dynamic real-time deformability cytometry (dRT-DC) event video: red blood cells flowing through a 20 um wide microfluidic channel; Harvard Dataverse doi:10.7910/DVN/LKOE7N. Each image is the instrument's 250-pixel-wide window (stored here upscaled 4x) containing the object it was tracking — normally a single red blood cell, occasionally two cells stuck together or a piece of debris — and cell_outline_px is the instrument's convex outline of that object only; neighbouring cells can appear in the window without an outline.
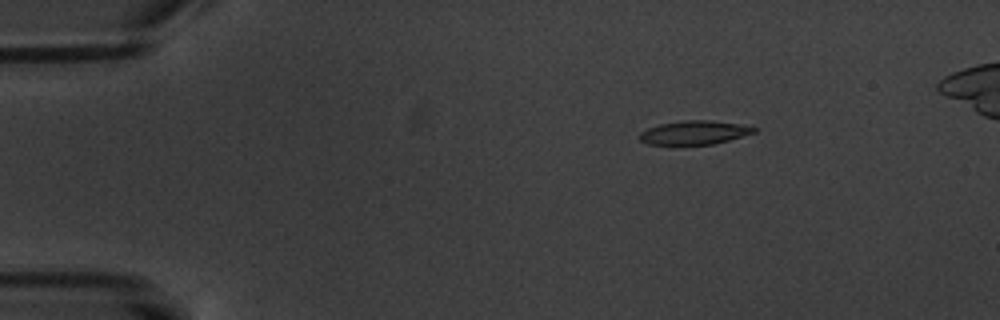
{"species": "common noctule bat (a hibernating species)", "species_latin": "Nyctalus noctula", "temperature_condition": "warm", "stored_images_in_passage": 6, "camera_frame_rate_fps": 3000, "um_per_image_px": 0.085, "animal": {"sex": "male", "body_mass_g": 20.1, "forearm_length_mm": 53.5}, "frame": {"image": 1, "passage_image": 3, "time_ms": 2.333, "image_size_px": [1000, 320], "cell_outline_px": [[760, 128], [756, 132], [728, 140], [712, 144], [648, 144], [640, 140], [640, 132], [648, 128], [660, 124], [684, 120], [708, 120], [740, 124]], "centroid_in_image_um": [59.04, 11.26], "position_along_channel_um": 26.0, "area_um2": 15.66}}